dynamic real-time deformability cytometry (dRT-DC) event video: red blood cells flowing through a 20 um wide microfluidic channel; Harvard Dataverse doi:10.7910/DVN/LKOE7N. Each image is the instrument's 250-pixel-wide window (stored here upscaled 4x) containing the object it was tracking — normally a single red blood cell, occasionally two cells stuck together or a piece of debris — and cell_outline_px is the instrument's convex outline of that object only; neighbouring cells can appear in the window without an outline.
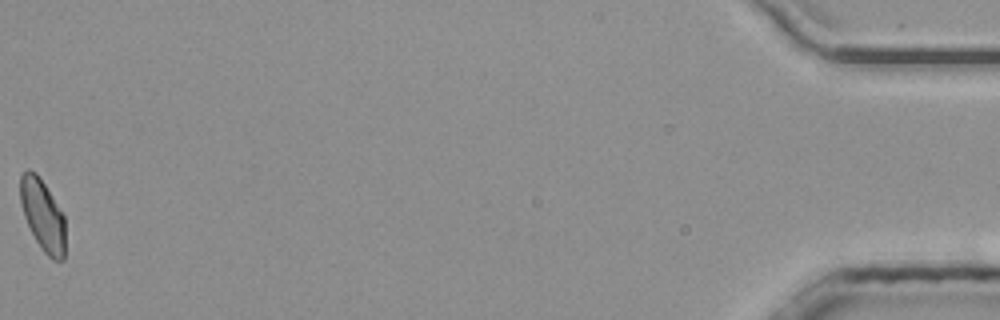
{"species": "common noctule bat (a hibernating species)", "species_latin": "Nyctalus noctula", "temperature_condition": "room temperature", "stored_images_in_passage": 53, "camera_frame_rate_fps": 3000, "um_per_image_px": 0.085, "animal": {"sex": "male", "body_mass_g": 20.4}, "frame": {"image": 1, "passage_image": 53, "time_ms": 17.333, "image_size_px": [1000, 320], "cell_outline_px": [[64, 260], [52, 260], [40, 248], [24, 216], [20, 200], [20, 176], [24, 168], [28, 168], [36, 172], [44, 184], [64, 216]], "centroid_in_image_um": [3.6, 18.26], "position_along_channel_um": 431.6, "area_um2": 18.55}, "authors_computed_cell_mechanics": {"area_um2": 19.5364, "velocity_mm_per_s": 4.0059, "shape_relaxation_time_tau1_ms": 5.2044, "shape_relaxation_time_tau2_ms": 4.3762, "deformation_change_tau1": 0.124, "deformation_change_tau2": 0.0591}}